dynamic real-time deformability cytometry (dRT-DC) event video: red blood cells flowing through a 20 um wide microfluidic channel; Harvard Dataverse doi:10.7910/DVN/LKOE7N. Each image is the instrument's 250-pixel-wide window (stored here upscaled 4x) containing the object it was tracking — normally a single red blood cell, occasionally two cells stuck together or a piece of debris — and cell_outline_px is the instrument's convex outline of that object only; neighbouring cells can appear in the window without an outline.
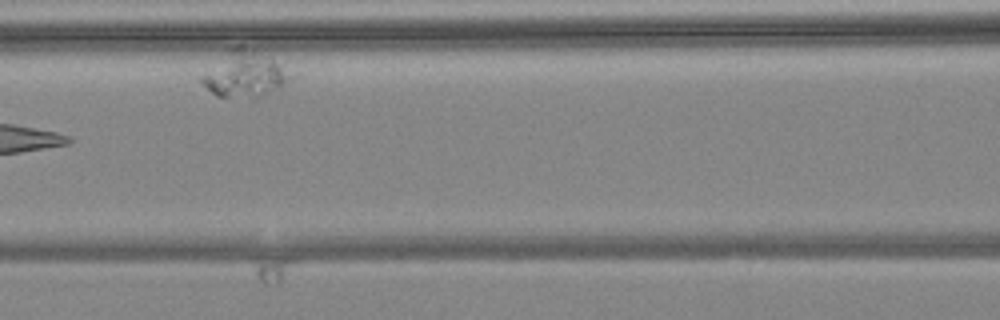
{"species": "common noctule bat (a hibernating species)", "species_latin": "Nyctalus noctula", "temperature_condition": "warm", "stored_images_in_passage": 7, "camera_frame_rate_fps": 3000, "um_per_image_px": 0.085, "animal": {"sex": "female", "body_mass_g": 24.6, "forearm_length_mm": 56.2}, "frame": {"image": 1, "passage_image": 5, "time_ms": 1.333, "image_size_px": [1000, 320], "cell_outline_px": [[300, 76], [260, 96], [216, 96], [200, 80], [200, 76], [228, 48], [236, 44], [244, 44], [300, 72]], "centroid_in_image_um": [20.92, 6.22], "position_along_channel_um": 145.7, "area_um2": 24.33}}
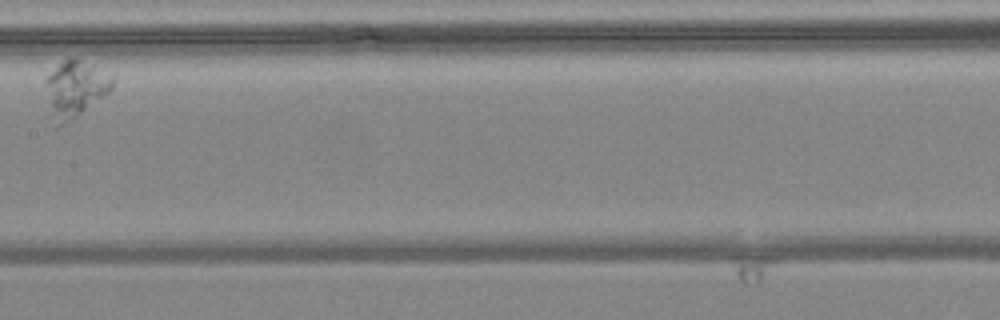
{"frame": {"image": 2, "passage_image": 6, "time_ms": 1.667, "image_size_px": [1000, 320], "cell_outline_px": [[112, 88], [108, 92], [72, 120], [56, 128], [44, 80], [64, 60], [80, 60], [92, 64], [112, 76]], "centroid_in_image_um": [6.4, 7.56], "position_along_channel_um": 201.0, "area_um2": 20.98}}